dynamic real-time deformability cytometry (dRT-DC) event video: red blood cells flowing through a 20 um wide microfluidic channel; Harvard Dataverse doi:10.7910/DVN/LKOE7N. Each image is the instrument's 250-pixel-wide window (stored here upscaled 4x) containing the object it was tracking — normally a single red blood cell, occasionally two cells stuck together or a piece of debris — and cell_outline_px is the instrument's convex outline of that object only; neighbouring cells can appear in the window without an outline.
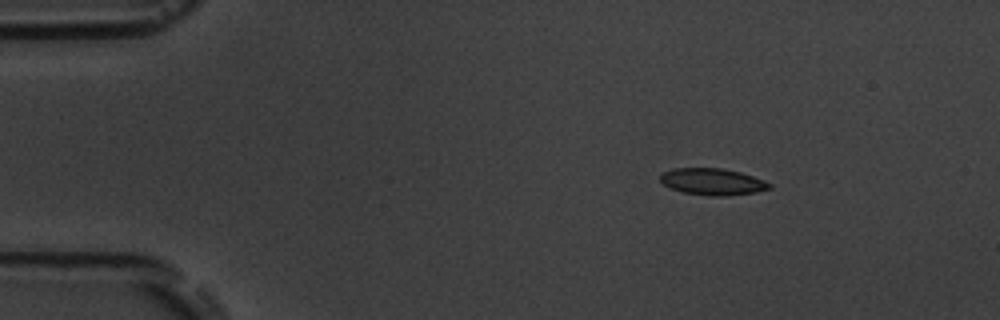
{"species": "common noctule bat (a hibernating species)", "species_latin": "Nyctalus noctula", "temperature_condition": "room temperature", "stored_images_in_passage": 10, "camera_frame_rate_fps": 3000, "um_per_image_px": 0.085, "animal": {"sex": "male", "body_mass_g": 19.5, "forearm_length_mm": 54.6}, "frame": {"image": 1, "passage_image": 1, "time_ms": 0.0, "image_size_px": [1000, 320], "cell_outline_px": [[772, 188], [756, 192], [724, 196], [712, 196], [684, 192], [672, 188], [664, 184], [660, 180], [660, 172], [672, 168], [724, 168], [740, 172], [764, 180], [772, 184]], "centroid_in_image_um": [60.57, 15.43], "position_along_channel_um": 24.4, "area_um2": 16.99}}
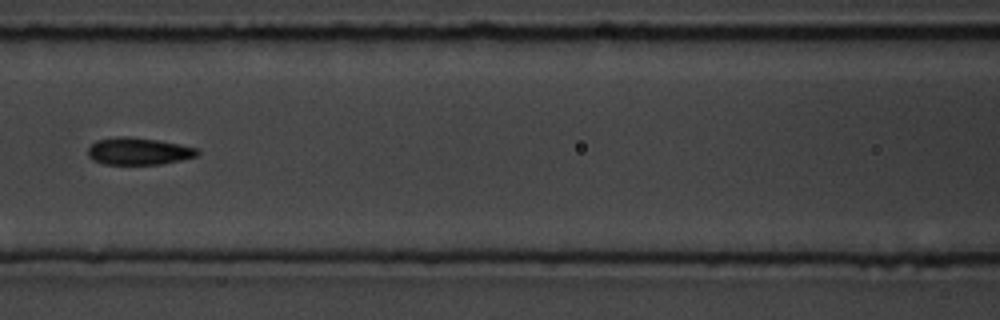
{"frame": {"image": 2, "passage_image": 6, "time_ms": 5.667, "image_size_px": [1000, 320], "cell_outline_px": [[200, 152], [196, 156], [180, 160], [160, 164], [104, 164], [92, 160], [88, 156], [88, 148], [96, 140], [116, 136], [124, 136], [156, 140], [180, 144], [196, 148]], "centroid_in_image_um": [11.74, 12.85], "position_along_channel_um": 154.9, "area_um2": 17.22}}
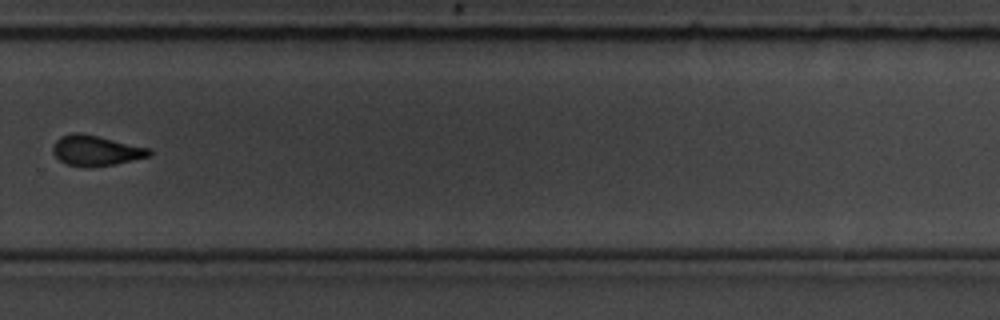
{"frame": {"image": 3, "passage_image": 10, "time_ms": 10.333, "image_size_px": [1000, 320], "cell_outline_px": [[152, 156], [116, 164], [92, 168], [84, 168], [68, 164], [60, 160], [52, 152], [52, 144], [60, 136], [72, 132], [80, 132], [100, 136], [152, 148]], "centroid_in_image_um": [8.18, 12.79], "position_along_channel_um": 321.6, "area_um2": 17.63}}